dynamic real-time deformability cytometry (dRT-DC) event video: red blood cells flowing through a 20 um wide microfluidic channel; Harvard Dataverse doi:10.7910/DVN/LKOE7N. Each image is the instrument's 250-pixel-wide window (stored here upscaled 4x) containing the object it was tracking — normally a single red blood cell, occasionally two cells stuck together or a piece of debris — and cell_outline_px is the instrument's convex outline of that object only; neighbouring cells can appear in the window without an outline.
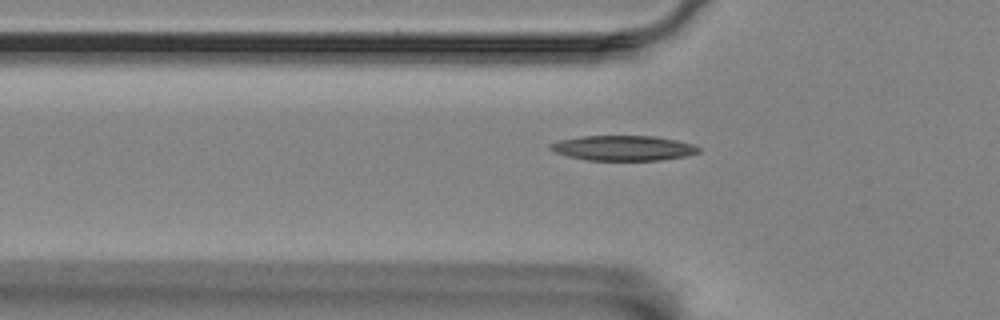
{"species": "Egyptian fruit bat (a non-hibernating species)", "species_latin": "Rousettus aegyptiacus", "temperature_condition": "room temperature", "stored_images_in_passage": 39, "camera_frame_rate_fps": 3000, "um_per_image_px": 0.085, "animal": {"sex": "female"}, "frame": {"image": 1, "passage_image": 5, "time_ms": 1.333, "image_size_px": [1000, 320], "cell_outline_px": [[700, 152], [688, 156], [660, 160], [588, 160], [568, 156], [556, 152], [548, 148], [548, 144], [560, 140], [580, 136], [656, 136], [676, 140], [692, 144], [700, 148]], "centroid_in_image_um": [52.98, 12.58], "position_along_channel_um": 72.8, "area_um2": 21.68}}
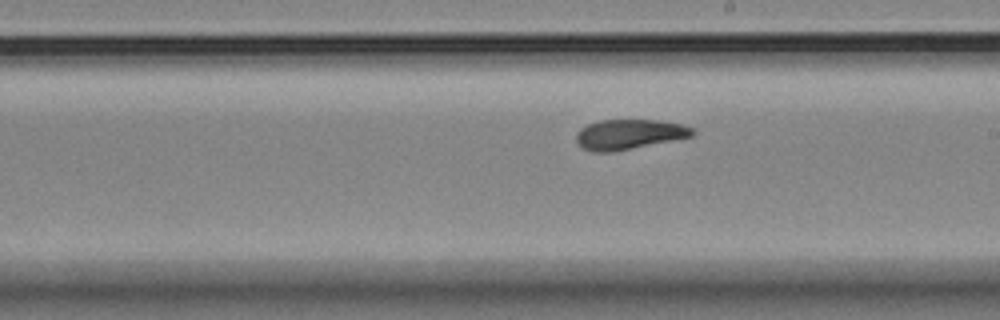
{"frame": {"image": 2, "passage_image": 19, "time_ms": 6.0, "image_size_px": [1000, 320], "cell_outline_px": [[696, 132], [692, 136], [612, 152], [592, 152], [580, 148], [576, 140], [576, 132], [580, 128], [588, 124], [600, 120], [656, 120], [680, 124], [696, 128]], "centroid_in_image_um": [53.43, 11.42], "position_along_channel_um": 235.6, "area_um2": 20.35}}
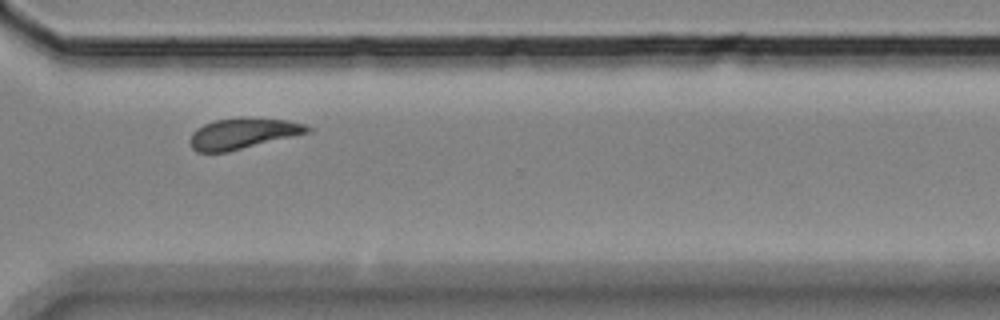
{"frame": {"image": 3, "passage_image": 29, "time_ms": 9.333, "image_size_px": [1000, 320], "cell_outline_px": [[316, 128], [312, 132], [228, 152], [196, 152], [192, 148], [188, 140], [192, 132], [196, 128], [204, 124], [216, 120], [244, 116], [288, 120], [304, 124]], "centroid_in_image_um": [20.68, 11.33], "position_along_channel_um": 349.9, "area_um2": 21.62}}